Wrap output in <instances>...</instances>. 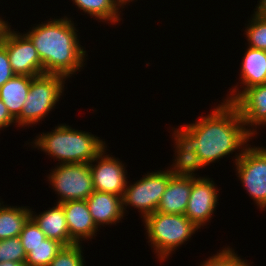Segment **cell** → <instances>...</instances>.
Listing matches in <instances>:
<instances>
[{
    "instance_id": "9a60e30c",
    "label": "cell",
    "mask_w": 266,
    "mask_h": 266,
    "mask_svg": "<svg viewBox=\"0 0 266 266\" xmlns=\"http://www.w3.org/2000/svg\"><path fill=\"white\" fill-rule=\"evenodd\" d=\"M86 202L90 215L99 228L104 226V224L116 225L125 215L121 196L93 191L86 199Z\"/></svg>"
},
{
    "instance_id": "4dcf8cb0",
    "label": "cell",
    "mask_w": 266,
    "mask_h": 266,
    "mask_svg": "<svg viewBox=\"0 0 266 266\" xmlns=\"http://www.w3.org/2000/svg\"><path fill=\"white\" fill-rule=\"evenodd\" d=\"M10 26L11 25H9L8 22L6 23V21L0 18V44L2 43L4 35Z\"/></svg>"
},
{
    "instance_id": "4316f807",
    "label": "cell",
    "mask_w": 266,
    "mask_h": 266,
    "mask_svg": "<svg viewBox=\"0 0 266 266\" xmlns=\"http://www.w3.org/2000/svg\"><path fill=\"white\" fill-rule=\"evenodd\" d=\"M19 238L23 245L24 251L27 254L31 248L41 244L46 239L45 234L40 230L36 222L30 218L22 229Z\"/></svg>"
},
{
    "instance_id": "52a82bcc",
    "label": "cell",
    "mask_w": 266,
    "mask_h": 266,
    "mask_svg": "<svg viewBox=\"0 0 266 266\" xmlns=\"http://www.w3.org/2000/svg\"><path fill=\"white\" fill-rule=\"evenodd\" d=\"M173 174L168 170H159L145 174L133 184L127 182L122 197L123 211L125 214L127 205L135 207L141 212L143 219L157 211L161 197L166 190Z\"/></svg>"
},
{
    "instance_id": "cb8c5ba5",
    "label": "cell",
    "mask_w": 266,
    "mask_h": 266,
    "mask_svg": "<svg viewBox=\"0 0 266 266\" xmlns=\"http://www.w3.org/2000/svg\"><path fill=\"white\" fill-rule=\"evenodd\" d=\"M81 243L63 246L48 266H85Z\"/></svg>"
},
{
    "instance_id": "603a6c76",
    "label": "cell",
    "mask_w": 266,
    "mask_h": 266,
    "mask_svg": "<svg viewBox=\"0 0 266 266\" xmlns=\"http://www.w3.org/2000/svg\"><path fill=\"white\" fill-rule=\"evenodd\" d=\"M248 21L245 34L249 47L266 51V18L256 14Z\"/></svg>"
},
{
    "instance_id": "2e32d148",
    "label": "cell",
    "mask_w": 266,
    "mask_h": 266,
    "mask_svg": "<svg viewBox=\"0 0 266 266\" xmlns=\"http://www.w3.org/2000/svg\"><path fill=\"white\" fill-rule=\"evenodd\" d=\"M192 189V177L172 176L156 212L184 215Z\"/></svg>"
},
{
    "instance_id": "8fae6325",
    "label": "cell",
    "mask_w": 266,
    "mask_h": 266,
    "mask_svg": "<svg viewBox=\"0 0 266 266\" xmlns=\"http://www.w3.org/2000/svg\"><path fill=\"white\" fill-rule=\"evenodd\" d=\"M192 177V189L185 216L199 229L212 218L218 203V189L211 178Z\"/></svg>"
},
{
    "instance_id": "277c9868",
    "label": "cell",
    "mask_w": 266,
    "mask_h": 266,
    "mask_svg": "<svg viewBox=\"0 0 266 266\" xmlns=\"http://www.w3.org/2000/svg\"><path fill=\"white\" fill-rule=\"evenodd\" d=\"M151 247L159 260L168 259L177 247L189 241L199 229L185 215L154 212L143 219Z\"/></svg>"
},
{
    "instance_id": "5bb4252c",
    "label": "cell",
    "mask_w": 266,
    "mask_h": 266,
    "mask_svg": "<svg viewBox=\"0 0 266 266\" xmlns=\"http://www.w3.org/2000/svg\"><path fill=\"white\" fill-rule=\"evenodd\" d=\"M66 216L70 237L76 243L93 239L98 227L94 223L86 200H69L61 203ZM83 239V240H82Z\"/></svg>"
},
{
    "instance_id": "d4e9b609",
    "label": "cell",
    "mask_w": 266,
    "mask_h": 266,
    "mask_svg": "<svg viewBox=\"0 0 266 266\" xmlns=\"http://www.w3.org/2000/svg\"><path fill=\"white\" fill-rule=\"evenodd\" d=\"M26 253L19 236L0 240V262H25Z\"/></svg>"
},
{
    "instance_id": "ac0fdd59",
    "label": "cell",
    "mask_w": 266,
    "mask_h": 266,
    "mask_svg": "<svg viewBox=\"0 0 266 266\" xmlns=\"http://www.w3.org/2000/svg\"><path fill=\"white\" fill-rule=\"evenodd\" d=\"M173 130L174 148L177 154L173 159L174 164L168 170L173 176L196 177L194 172L200 168L205 169V167L200 161L195 147L176 128Z\"/></svg>"
},
{
    "instance_id": "484cf974",
    "label": "cell",
    "mask_w": 266,
    "mask_h": 266,
    "mask_svg": "<svg viewBox=\"0 0 266 266\" xmlns=\"http://www.w3.org/2000/svg\"><path fill=\"white\" fill-rule=\"evenodd\" d=\"M247 260L240 259L234 249L225 247L219 250L214 256H210L207 260L203 261L201 266H250ZM248 263V264H247Z\"/></svg>"
},
{
    "instance_id": "30bf717a",
    "label": "cell",
    "mask_w": 266,
    "mask_h": 266,
    "mask_svg": "<svg viewBox=\"0 0 266 266\" xmlns=\"http://www.w3.org/2000/svg\"><path fill=\"white\" fill-rule=\"evenodd\" d=\"M106 149L107 147L89 163L94 191L123 197L128 180L127 171L121 160L106 154Z\"/></svg>"
},
{
    "instance_id": "7402d4cb",
    "label": "cell",
    "mask_w": 266,
    "mask_h": 266,
    "mask_svg": "<svg viewBox=\"0 0 266 266\" xmlns=\"http://www.w3.org/2000/svg\"><path fill=\"white\" fill-rule=\"evenodd\" d=\"M64 245L57 240L46 238L26 254L27 266H48Z\"/></svg>"
},
{
    "instance_id": "e0dca14e",
    "label": "cell",
    "mask_w": 266,
    "mask_h": 266,
    "mask_svg": "<svg viewBox=\"0 0 266 266\" xmlns=\"http://www.w3.org/2000/svg\"><path fill=\"white\" fill-rule=\"evenodd\" d=\"M55 205L39 215L34 214V211L31 210V218L36 222L46 238L57 240L64 246L75 244L76 242L69 235L62 204L57 203Z\"/></svg>"
},
{
    "instance_id": "d6986e66",
    "label": "cell",
    "mask_w": 266,
    "mask_h": 266,
    "mask_svg": "<svg viewBox=\"0 0 266 266\" xmlns=\"http://www.w3.org/2000/svg\"><path fill=\"white\" fill-rule=\"evenodd\" d=\"M31 76L14 75L0 87V99L6 105L11 116L16 119L24 106L28 96Z\"/></svg>"
},
{
    "instance_id": "44dd1931",
    "label": "cell",
    "mask_w": 266,
    "mask_h": 266,
    "mask_svg": "<svg viewBox=\"0 0 266 266\" xmlns=\"http://www.w3.org/2000/svg\"><path fill=\"white\" fill-rule=\"evenodd\" d=\"M78 9L83 10L84 13L89 14L90 17H95L96 20L102 22H111V24L118 23L120 12L118 7L112 0H72ZM109 21V22H108Z\"/></svg>"
},
{
    "instance_id": "f1b7e54d",
    "label": "cell",
    "mask_w": 266,
    "mask_h": 266,
    "mask_svg": "<svg viewBox=\"0 0 266 266\" xmlns=\"http://www.w3.org/2000/svg\"><path fill=\"white\" fill-rule=\"evenodd\" d=\"M12 123H16V120L11 116L6 105L0 99V130L9 127Z\"/></svg>"
},
{
    "instance_id": "3957f363",
    "label": "cell",
    "mask_w": 266,
    "mask_h": 266,
    "mask_svg": "<svg viewBox=\"0 0 266 266\" xmlns=\"http://www.w3.org/2000/svg\"><path fill=\"white\" fill-rule=\"evenodd\" d=\"M32 147L46 152L59 161L58 164L90 163L107 146L105 141L90 132L75 130L59 124L54 130L36 136Z\"/></svg>"
},
{
    "instance_id": "ffe728a7",
    "label": "cell",
    "mask_w": 266,
    "mask_h": 266,
    "mask_svg": "<svg viewBox=\"0 0 266 266\" xmlns=\"http://www.w3.org/2000/svg\"><path fill=\"white\" fill-rule=\"evenodd\" d=\"M30 218L31 208L5 206L0 202V240L19 236Z\"/></svg>"
},
{
    "instance_id": "8992f818",
    "label": "cell",
    "mask_w": 266,
    "mask_h": 266,
    "mask_svg": "<svg viewBox=\"0 0 266 266\" xmlns=\"http://www.w3.org/2000/svg\"><path fill=\"white\" fill-rule=\"evenodd\" d=\"M235 169L242 186L260 209L266 208V148L246 146L235 154Z\"/></svg>"
},
{
    "instance_id": "5b68a950",
    "label": "cell",
    "mask_w": 266,
    "mask_h": 266,
    "mask_svg": "<svg viewBox=\"0 0 266 266\" xmlns=\"http://www.w3.org/2000/svg\"><path fill=\"white\" fill-rule=\"evenodd\" d=\"M67 78L59 74L44 73L32 77L30 90L20 115L15 119L18 127L37 124L55 108L61 98Z\"/></svg>"
},
{
    "instance_id": "7c38bea8",
    "label": "cell",
    "mask_w": 266,
    "mask_h": 266,
    "mask_svg": "<svg viewBox=\"0 0 266 266\" xmlns=\"http://www.w3.org/2000/svg\"><path fill=\"white\" fill-rule=\"evenodd\" d=\"M232 103L237 107L246 130L252 136L257 135L254 126H266V83L246 88ZM250 126L252 128L248 129Z\"/></svg>"
},
{
    "instance_id": "d6a6232c",
    "label": "cell",
    "mask_w": 266,
    "mask_h": 266,
    "mask_svg": "<svg viewBox=\"0 0 266 266\" xmlns=\"http://www.w3.org/2000/svg\"><path fill=\"white\" fill-rule=\"evenodd\" d=\"M114 2V4L118 7V9L120 10V8H124L123 6L126 4H129L130 1H134V0H112Z\"/></svg>"
},
{
    "instance_id": "83f0119b",
    "label": "cell",
    "mask_w": 266,
    "mask_h": 266,
    "mask_svg": "<svg viewBox=\"0 0 266 266\" xmlns=\"http://www.w3.org/2000/svg\"><path fill=\"white\" fill-rule=\"evenodd\" d=\"M15 74L12 71L5 46L0 44V87L10 80Z\"/></svg>"
},
{
    "instance_id": "ba28073f",
    "label": "cell",
    "mask_w": 266,
    "mask_h": 266,
    "mask_svg": "<svg viewBox=\"0 0 266 266\" xmlns=\"http://www.w3.org/2000/svg\"><path fill=\"white\" fill-rule=\"evenodd\" d=\"M49 183L58 194V202L86 200L94 191L89 163L57 165L48 175Z\"/></svg>"
},
{
    "instance_id": "7a4b0ae2",
    "label": "cell",
    "mask_w": 266,
    "mask_h": 266,
    "mask_svg": "<svg viewBox=\"0 0 266 266\" xmlns=\"http://www.w3.org/2000/svg\"><path fill=\"white\" fill-rule=\"evenodd\" d=\"M75 26L74 21L65 16L37 24L25 34L38 52L44 73L68 79L83 68L87 55L79 44Z\"/></svg>"
},
{
    "instance_id": "4fadbf2b",
    "label": "cell",
    "mask_w": 266,
    "mask_h": 266,
    "mask_svg": "<svg viewBox=\"0 0 266 266\" xmlns=\"http://www.w3.org/2000/svg\"><path fill=\"white\" fill-rule=\"evenodd\" d=\"M247 47L240 66V84H243L240 88L243 89L239 91V87L234 86L225 101L233 102L246 88L266 83V51Z\"/></svg>"
},
{
    "instance_id": "9c48e42d",
    "label": "cell",
    "mask_w": 266,
    "mask_h": 266,
    "mask_svg": "<svg viewBox=\"0 0 266 266\" xmlns=\"http://www.w3.org/2000/svg\"><path fill=\"white\" fill-rule=\"evenodd\" d=\"M2 44L7 50L9 62L15 75L37 76L44 74L43 65L31 40L9 27Z\"/></svg>"
},
{
    "instance_id": "6da1fadb",
    "label": "cell",
    "mask_w": 266,
    "mask_h": 266,
    "mask_svg": "<svg viewBox=\"0 0 266 266\" xmlns=\"http://www.w3.org/2000/svg\"><path fill=\"white\" fill-rule=\"evenodd\" d=\"M177 130L195 147L205 167L236 150H245V146L250 145L247 144L249 139H252L237 107L225 100L212 113Z\"/></svg>"
},
{
    "instance_id": "1f68e13d",
    "label": "cell",
    "mask_w": 266,
    "mask_h": 266,
    "mask_svg": "<svg viewBox=\"0 0 266 266\" xmlns=\"http://www.w3.org/2000/svg\"><path fill=\"white\" fill-rule=\"evenodd\" d=\"M0 266H27V265L25 262L5 261V262H0Z\"/></svg>"
},
{
    "instance_id": "f546056e",
    "label": "cell",
    "mask_w": 266,
    "mask_h": 266,
    "mask_svg": "<svg viewBox=\"0 0 266 266\" xmlns=\"http://www.w3.org/2000/svg\"><path fill=\"white\" fill-rule=\"evenodd\" d=\"M256 6L257 8L254 9V14L258 15L259 17L266 18V0H260Z\"/></svg>"
}]
</instances>
